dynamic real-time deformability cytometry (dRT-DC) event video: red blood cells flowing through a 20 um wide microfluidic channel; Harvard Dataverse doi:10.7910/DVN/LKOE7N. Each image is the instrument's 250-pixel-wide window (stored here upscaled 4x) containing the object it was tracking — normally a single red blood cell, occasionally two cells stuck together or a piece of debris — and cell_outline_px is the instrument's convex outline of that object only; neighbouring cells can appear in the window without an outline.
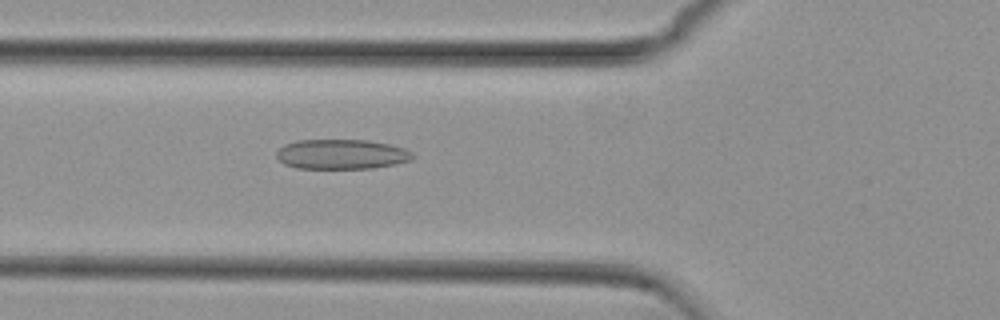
{"species": "common noctule bat (a hibernating species)", "species_latin": "Nyctalus noctula", "temperature_condition": "cold", "stored_images_in_passage": 54, "camera_frame_rate_fps": 3000, "um_per_image_px": 0.085, "animal": {"sex": "female", "body_mass_g": 29.2, "forearm_length_mm": 56.3}, "frame": {"image": 1, "passage_image": 19, "time_ms": 6.0, "image_size_px": [1000, 320], "cell_outline_px": [[416, 156], [412, 160], [396, 164], [372, 168], [296, 168], [284, 164], [276, 156], [276, 152], [284, 144], [296, 140], [368, 140], [388, 144], [404, 148], [412, 152]], "centroid_in_image_um": [29.04, 13.11], "position_along_channel_um": 96.8, "area_um2": 23.76}}
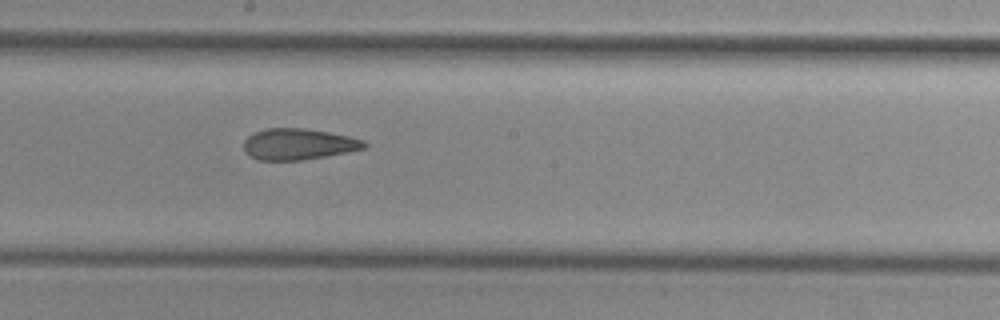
{"frame": {"image": 2, "passage_image": 29, "time_ms": 9.333, "image_size_px": [1000, 320], "cell_outline_px": [[368, 148], [348, 152], [300, 160], [256, 160], [244, 148], [244, 140], [248, 136], [264, 128], [300, 128], [328, 132], [348, 136], [364, 140], [368, 144]], "centroid_in_image_um": [25.4, 12.25], "position_along_channel_um": 222.8, "area_um2": 21.73}}
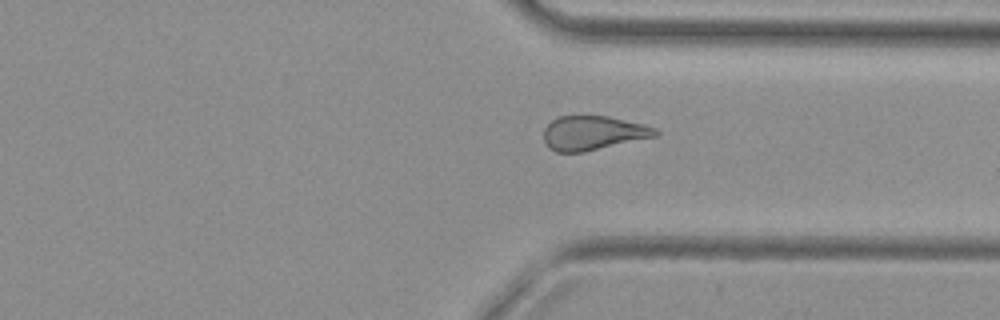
{"frame": {"image": 3, "passage_image": 40, "time_ms": 13.0, "image_size_px": [1000, 320], "cell_outline_px": [[660, 132], [656, 136], [584, 152], [556, 152], [548, 148], [544, 140], [544, 128], [552, 120], [560, 116], [608, 116], [644, 124], [656, 128]], "centroid_in_image_um": [50.41, 11.3], "position_along_channel_um": 361.0, "area_um2": 22.25}, "authors_computed_cell_mechanics": {"area_um2": 23.5824, "velocity_mm_per_s": 3.7667, "shape_relaxation_time_tau1_ms": null, "shape_relaxation_time_tau2_ms": 2.8877, "deformation_change_tau1": null, "deformation_change_tau2": 0.1251}}